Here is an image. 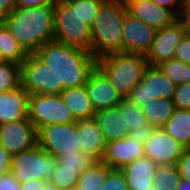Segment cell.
I'll return each mask as SVG.
<instances>
[{"mask_svg":"<svg viewBox=\"0 0 190 190\" xmlns=\"http://www.w3.org/2000/svg\"><path fill=\"white\" fill-rule=\"evenodd\" d=\"M33 54L51 69L53 94H60L67 88L84 86L97 64V59L89 50L55 40L45 43Z\"/></svg>","mask_w":190,"mask_h":190,"instance_id":"1","label":"cell"},{"mask_svg":"<svg viewBox=\"0 0 190 190\" xmlns=\"http://www.w3.org/2000/svg\"><path fill=\"white\" fill-rule=\"evenodd\" d=\"M0 20L27 54L54 40V4L15 7Z\"/></svg>","mask_w":190,"mask_h":190,"instance_id":"2","label":"cell"},{"mask_svg":"<svg viewBox=\"0 0 190 190\" xmlns=\"http://www.w3.org/2000/svg\"><path fill=\"white\" fill-rule=\"evenodd\" d=\"M127 7L124 0L105 1L91 26L90 52L98 59L123 53V20Z\"/></svg>","mask_w":190,"mask_h":190,"instance_id":"3","label":"cell"},{"mask_svg":"<svg viewBox=\"0 0 190 190\" xmlns=\"http://www.w3.org/2000/svg\"><path fill=\"white\" fill-rule=\"evenodd\" d=\"M148 66L146 56L122 52L102 56L96 64L123 99L140 83Z\"/></svg>","mask_w":190,"mask_h":190,"instance_id":"4","label":"cell"},{"mask_svg":"<svg viewBox=\"0 0 190 190\" xmlns=\"http://www.w3.org/2000/svg\"><path fill=\"white\" fill-rule=\"evenodd\" d=\"M54 40L90 51L91 26L66 1L54 5Z\"/></svg>","mask_w":190,"mask_h":190,"instance_id":"5","label":"cell"},{"mask_svg":"<svg viewBox=\"0 0 190 190\" xmlns=\"http://www.w3.org/2000/svg\"><path fill=\"white\" fill-rule=\"evenodd\" d=\"M57 161L58 158L37 144L28 151L13 155L10 171L20 184L31 180L49 181L55 173Z\"/></svg>","mask_w":190,"mask_h":190,"instance_id":"6","label":"cell"},{"mask_svg":"<svg viewBox=\"0 0 190 190\" xmlns=\"http://www.w3.org/2000/svg\"><path fill=\"white\" fill-rule=\"evenodd\" d=\"M28 119L36 132L51 124L76 122L59 94H30Z\"/></svg>","mask_w":190,"mask_h":190,"instance_id":"7","label":"cell"},{"mask_svg":"<svg viewBox=\"0 0 190 190\" xmlns=\"http://www.w3.org/2000/svg\"><path fill=\"white\" fill-rule=\"evenodd\" d=\"M176 84L168 78L158 66L149 65L142 80L137 84L127 99L142 107L152 99H172Z\"/></svg>","mask_w":190,"mask_h":190,"instance_id":"8","label":"cell"},{"mask_svg":"<svg viewBox=\"0 0 190 190\" xmlns=\"http://www.w3.org/2000/svg\"><path fill=\"white\" fill-rule=\"evenodd\" d=\"M37 144L49 154L59 158L80 150L77 121L69 124H51L37 132Z\"/></svg>","mask_w":190,"mask_h":190,"instance_id":"9","label":"cell"},{"mask_svg":"<svg viewBox=\"0 0 190 190\" xmlns=\"http://www.w3.org/2000/svg\"><path fill=\"white\" fill-rule=\"evenodd\" d=\"M185 34L186 26L181 18H178L169 26L156 30L151 50L146 56L149 65L158 66L173 59L175 48Z\"/></svg>","mask_w":190,"mask_h":190,"instance_id":"10","label":"cell"},{"mask_svg":"<svg viewBox=\"0 0 190 190\" xmlns=\"http://www.w3.org/2000/svg\"><path fill=\"white\" fill-rule=\"evenodd\" d=\"M0 145L12 156L37 145V132L32 122L22 119L0 125Z\"/></svg>","mask_w":190,"mask_h":190,"instance_id":"11","label":"cell"},{"mask_svg":"<svg viewBox=\"0 0 190 190\" xmlns=\"http://www.w3.org/2000/svg\"><path fill=\"white\" fill-rule=\"evenodd\" d=\"M20 79L29 94H53L52 71L34 54H28L20 64Z\"/></svg>","mask_w":190,"mask_h":190,"instance_id":"12","label":"cell"},{"mask_svg":"<svg viewBox=\"0 0 190 190\" xmlns=\"http://www.w3.org/2000/svg\"><path fill=\"white\" fill-rule=\"evenodd\" d=\"M123 53L147 56L156 30L126 11L123 20Z\"/></svg>","mask_w":190,"mask_h":190,"instance_id":"13","label":"cell"},{"mask_svg":"<svg viewBox=\"0 0 190 190\" xmlns=\"http://www.w3.org/2000/svg\"><path fill=\"white\" fill-rule=\"evenodd\" d=\"M185 148L163 128H157L144 144V154L157 165H177Z\"/></svg>","mask_w":190,"mask_h":190,"instance_id":"14","label":"cell"},{"mask_svg":"<svg viewBox=\"0 0 190 190\" xmlns=\"http://www.w3.org/2000/svg\"><path fill=\"white\" fill-rule=\"evenodd\" d=\"M85 88L95 113L116 107L123 100L116 88L97 67L90 73Z\"/></svg>","mask_w":190,"mask_h":190,"instance_id":"15","label":"cell"},{"mask_svg":"<svg viewBox=\"0 0 190 190\" xmlns=\"http://www.w3.org/2000/svg\"><path fill=\"white\" fill-rule=\"evenodd\" d=\"M127 12L148 26L159 30L171 25L178 17L169 9L157 5L152 0H124Z\"/></svg>","mask_w":190,"mask_h":190,"instance_id":"16","label":"cell"},{"mask_svg":"<svg viewBox=\"0 0 190 190\" xmlns=\"http://www.w3.org/2000/svg\"><path fill=\"white\" fill-rule=\"evenodd\" d=\"M144 156V145L129 135L107 143L102 161L110 168L121 169Z\"/></svg>","mask_w":190,"mask_h":190,"instance_id":"17","label":"cell"},{"mask_svg":"<svg viewBox=\"0 0 190 190\" xmlns=\"http://www.w3.org/2000/svg\"><path fill=\"white\" fill-rule=\"evenodd\" d=\"M80 151L96 161H102L107 143L95 118L77 121Z\"/></svg>","mask_w":190,"mask_h":190,"instance_id":"18","label":"cell"},{"mask_svg":"<svg viewBox=\"0 0 190 190\" xmlns=\"http://www.w3.org/2000/svg\"><path fill=\"white\" fill-rule=\"evenodd\" d=\"M29 98L22 87L0 92V125L28 118Z\"/></svg>","mask_w":190,"mask_h":190,"instance_id":"19","label":"cell"},{"mask_svg":"<svg viewBox=\"0 0 190 190\" xmlns=\"http://www.w3.org/2000/svg\"><path fill=\"white\" fill-rule=\"evenodd\" d=\"M157 166L153 160L144 156L121 168L129 190H154L153 180Z\"/></svg>","mask_w":190,"mask_h":190,"instance_id":"20","label":"cell"},{"mask_svg":"<svg viewBox=\"0 0 190 190\" xmlns=\"http://www.w3.org/2000/svg\"><path fill=\"white\" fill-rule=\"evenodd\" d=\"M106 143L129 136L130 130L125 129L124 111L119 107L100 110L94 115Z\"/></svg>","mask_w":190,"mask_h":190,"instance_id":"21","label":"cell"},{"mask_svg":"<svg viewBox=\"0 0 190 190\" xmlns=\"http://www.w3.org/2000/svg\"><path fill=\"white\" fill-rule=\"evenodd\" d=\"M59 95L76 121L94 118L95 111L85 85L64 89Z\"/></svg>","mask_w":190,"mask_h":190,"instance_id":"22","label":"cell"},{"mask_svg":"<svg viewBox=\"0 0 190 190\" xmlns=\"http://www.w3.org/2000/svg\"><path fill=\"white\" fill-rule=\"evenodd\" d=\"M163 129L177 142L190 147V110L175 109Z\"/></svg>","mask_w":190,"mask_h":190,"instance_id":"23","label":"cell"},{"mask_svg":"<svg viewBox=\"0 0 190 190\" xmlns=\"http://www.w3.org/2000/svg\"><path fill=\"white\" fill-rule=\"evenodd\" d=\"M175 110L172 99H152L142 106L148 124L154 129L163 128Z\"/></svg>","mask_w":190,"mask_h":190,"instance_id":"24","label":"cell"},{"mask_svg":"<svg viewBox=\"0 0 190 190\" xmlns=\"http://www.w3.org/2000/svg\"><path fill=\"white\" fill-rule=\"evenodd\" d=\"M110 167L103 161H96L83 170L77 182L78 190H102Z\"/></svg>","mask_w":190,"mask_h":190,"instance_id":"25","label":"cell"},{"mask_svg":"<svg viewBox=\"0 0 190 190\" xmlns=\"http://www.w3.org/2000/svg\"><path fill=\"white\" fill-rule=\"evenodd\" d=\"M27 53L11 35L6 25L0 20V57L1 61H11L21 64Z\"/></svg>","mask_w":190,"mask_h":190,"instance_id":"26","label":"cell"},{"mask_svg":"<svg viewBox=\"0 0 190 190\" xmlns=\"http://www.w3.org/2000/svg\"><path fill=\"white\" fill-rule=\"evenodd\" d=\"M177 165H158L154 174V190H178L181 181Z\"/></svg>","mask_w":190,"mask_h":190,"instance_id":"27","label":"cell"},{"mask_svg":"<svg viewBox=\"0 0 190 190\" xmlns=\"http://www.w3.org/2000/svg\"><path fill=\"white\" fill-rule=\"evenodd\" d=\"M54 172L49 181L58 190L75 188L81 174V171H78V167L64 166L59 160Z\"/></svg>","mask_w":190,"mask_h":190,"instance_id":"28","label":"cell"},{"mask_svg":"<svg viewBox=\"0 0 190 190\" xmlns=\"http://www.w3.org/2000/svg\"><path fill=\"white\" fill-rule=\"evenodd\" d=\"M120 111H124L125 129H142L144 124H148L142 107L130 102L127 98L123 99L118 105Z\"/></svg>","mask_w":190,"mask_h":190,"instance_id":"29","label":"cell"},{"mask_svg":"<svg viewBox=\"0 0 190 190\" xmlns=\"http://www.w3.org/2000/svg\"><path fill=\"white\" fill-rule=\"evenodd\" d=\"M159 69L176 85L190 82V65L176 59H170L158 65Z\"/></svg>","mask_w":190,"mask_h":190,"instance_id":"30","label":"cell"},{"mask_svg":"<svg viewBox=\"0 0 190 190\" xmlns=\"http://www.w3.org/2000/svg\"><path fill=\"white\" fill-rule=\"evenodd\" d=\"M21 87L20 65L11 61H0V92Z\"/></svg>","mask_w":190,"mask_h":190,"instance_id":"31","label":"cell"},{"mask_svg":"<svg viewBox=\"0 0 190 190\" xmlns=\"http://www.w3.org/2000/svg\"><path fill=\"white\" fill-rule=\"evenodd\" d=\"M66 2L76 9L79 15L86 23L92 26L95 21L100 6L105 2L104 0H66Z\"/></svg>","mask_w":190,"mask_h":190,"instance_id":"32","label":"cell"},{"mask_svg":"<svg viewBox=\"0 0 190 190\" xmlns=\"http://www.w3.org/2000/svg\"><path fill=\"white\" fill-rule=\"evenodd\" d=\"M58 160L64 166L78 167V171L81 172L96 162L95 159L80 150H75V153L62 155Z\"/></svg>","mask_w":190,"mask_h":190,"instance_id":"33","label":"cell"},{"mask_svg":"<svg viewBox=\"0 0 190 190\" xmlns=\"http://www.w3.org/2000/svg\"><path fill=\"white\" fill-rule=\"evenodd\" d=\"M102 190H129L123 171L110 168Z\"/></svg>","mask_w":190,"mask_h":190,"instance_id":"34","label":"cell"},{"mask_svg":"<svg viewBox=\"0 0 190 190\" xmlns=\"http://www.w3.org/2000/svg\"><path fill=\"white\" fill-rule=\"evenodd\" d=\"M172 101L175 109L190 110V82L176 85Z\"/></svg>","mask_w":190,"mask_h":190,"instance_id":"35","label":"cell"},{"mask_svg":"<svg viewBox=\"0 0 190 190\" xmlns=\"http://www.w3.org/2000/svg\"><path fill=\"white\" fill-rule=\"evenodd\" d=\"M173 59L190 65V36L187 33L176 46Z\"/></svg>","mask_w":190,"mask_h":190,"instance_id":"36","label":"cell"},{"mask_svg":"<svg viewBox=\"0 0 190 190\" xmlns=\"http://www.w3.org/2000/svg\"><path fill=\"white\" fill-rule=\"evenodd\" d=\"M177 166L180 170L181 178L190 181V147L184 149Z\"/></svg>","mask_w":190,"mask_h":190,"instance_id":"37","label":"cell"},{"mask_svg":"<svg viewBox=\"0 0 190 190\" xmlns=\"http://www.w3.org/2000/svg\"><path fill=\"white\" fill-rule=\"evenodd\" d=\"M0 190H21V184L14 179L10 170L0 175Z\"/></svg>","mask_w":190,"mask_h":190,"instance_id":"38","label":"cell"},{"mask_svg":"<svg viewBox=\"0 0 190 190\" xmlns=\"http://www.w3.org/2000/svg\"><path fill=\"white\" fill-rule=\"evenodd\" d=\"M153 130L154 128L151 127L149 124H144L142 129L132 130L129 135L134 140L144 145L151 136Z\"/></svg>","mask_w":190,"mask_h":190,"instance_id":"39","label":"cell"},{"mask_svg":"<svg viewBox=\"0 0 190 190\" xmlns=\"http://www.w3.org/2000/svg\"><path fill=\"white\" fill-rule=\"evenodd\" d=\"M157 5L171 10L178 18H181L182 0H152Z\"/></svg>","mask_w":190,"mask_h":190,"instance_id":"40","label":"cell"},{"mask_svg":"<svg viewBox=\"0 0 190 190\" xmlns=\"http://www.w3.org/2000/svg\"><path fill=\"white\" fill-rule=\"evenodd\" d=\"M12 155L0 145V175L7 173L11 168Z\"/></svg>","mask_w":190,"mask_h":190,"instance_id":"41","label":"cell"},{"mask_svg":"<svg viewBox=\"0 0 190 190\" xmlns=\"http://www.w3.org/2000/svg\"><path fill=\"white\" fill-rule=\"evenodd\" d=\"M15 7V0H0V19L10 14Z\"/></svg>","mask_w":190,"mask_h":190,"instance_id":"42","label":"cell"},{"mask_svg":"<svg viewBox=\"0 0 190 190\" xmlns=\"http://www.w3.org/2000/svg\"><path fill=\"white\" fill-rule=\"evenodd\" d=\"M44 180H31L21 184V190H44Z\"/></svg>","mask_w":190,"mask_h":190,"instance_id":"43","label":"cell"},{"mask_svg":"<svg viewBox=\"0 0 190 190\" xmlns=\"http://www.w3.org/2000/svg\"><path fill=\"white\" fill-rule=\"evenodd\" d=\"M16 7H36L50 4L48 0H15Z\"/></svg>","mask_w":190,"mask_h":190,"instance_id":"44","label":"cell"},{"mask_svg":"<svg viewBox=\"0 0 190 190\" xmlns=\"http://www.w3.org/2000/svg\"><path fill=\"white\" fill-rule=\"evenodd\" d=\"M186 26V33L190 36V9L181 17Z\"/></svg>","mask_w":190,"mask_h":190,"instance_id":"45","label":"cell"},{"mask_svg":"<svg viewBox=\"0 0 190 190\" xmlns=\"http://www.w3.org/2000/svg\"><path fill=\"white\" fill-rule=\"evenodd\" d=\"M178 190H190V181L181 179Z\"/></svg>","mask_w":190,"mask_h":190,"instance_id":"46","label":"cell"},{"mask_svg":"<svg viewBox=\"0 0 190 190\" xmlns=\"http://www.w3.org/2000/svg\"><path fill=\"white\" fill-rule=\"evenodd\" d=\"M190 9V0H182L181 17Z\"/></svg>","mask_w":190,"mask_h":190,"instance_id":"47","label":"cell"},{"mask_svg":"<svg viewBox=\"0 0 190 190\" xmlns=\"http://www.w3.org/2000/svg\"><path fill=\"white\" fill-rule=\"evenodd\" d=\"M44 190H58L54 187V185L50 182V181H47L45 184H44Z\"/></svg>","mask_w":190,"mask_h":190,"instance_id":"48","label":"cell"},{"mask_svg":"<svg viewBox=\"0 0 190 190\" xmlns=\"http://www.w3.org/2000/svg\"><path fill=\"white\" fill-rule=\"evenodd\" d=\"M49 1V3H51V4H58V3H60V2H65L66 0H48Z\"/></svg>","mask_w":190,"mask_h":190,"instance_id":"49","label":"cell"},{"mask_svg":"<svg viewBox=\"0 0 190 190\" xmlns=\"http://www.w3.org/2000/svg\"><path fill=\"white\" fill-rule=\"evenodd\" d=\"M68 190H78V189L75 187V188H71V189H68Z\"/></svg>","mask_w":190,"mask_h":190,"instance_id":"50","label":"cell"}]
</instances>
